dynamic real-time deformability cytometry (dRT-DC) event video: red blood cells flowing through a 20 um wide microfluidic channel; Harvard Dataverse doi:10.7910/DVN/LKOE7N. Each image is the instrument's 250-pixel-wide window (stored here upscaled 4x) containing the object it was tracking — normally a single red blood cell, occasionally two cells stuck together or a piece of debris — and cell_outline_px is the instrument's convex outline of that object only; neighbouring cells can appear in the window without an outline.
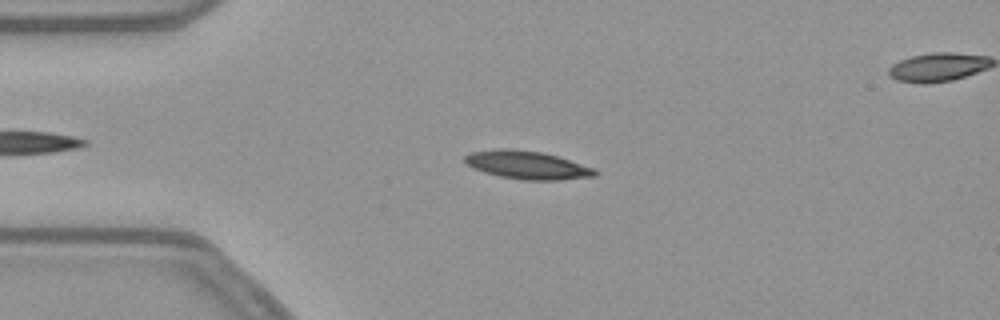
{"species": "common noctule bat (a hibernating species)", "species_latin": "Nyctalus noctula", "temperature_condition": "warm", "stored_images_in_passage": 49, "camera_frame_rate_fps": 3000, "um_per_image_px": 0.085, "animal": {"sex": "female", "body_mass_g": 21.9}, "frame": {"image": 1, "passage_image": 12, "time_ms": 3.667, "image_size_px": [1000, 320], "cell_outline_px": [[596, 176], [560, 180], [524, 180], [500, 176], [484, 172], [472, 168], [464, 160], [464, 156], [472, 152], [500, 148], [512, 148], [544, 152], [596, 168]], "centroid_in_image_um": [44.82, 14.02], "position_along_channel_um": 40.2, "area_um2": 21.44}}
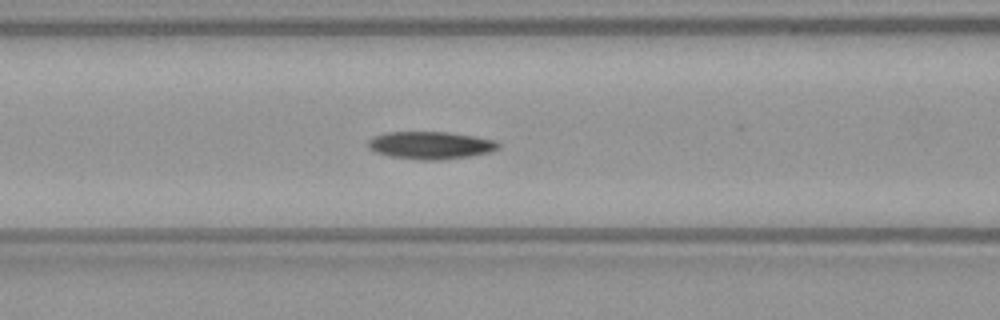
{"frame": {"image": 2, "passage_image": 21, "time_ms": 6.667, "image_size_px": [1000, 320], "cell_outline_px": [[500, 148], [492, 152], [468, 156], [440, 160], [420, 160], [388, 156], [376, 152], [368, 148], [368, 140], [372, 136], [388, 132], [448, 132], [476, 136], [496, 140], [500, 144]], "centroid_in_image_um": [36.61, 12.34], "position_along_channel_um": 130.0, "area_um2": 21.15}}
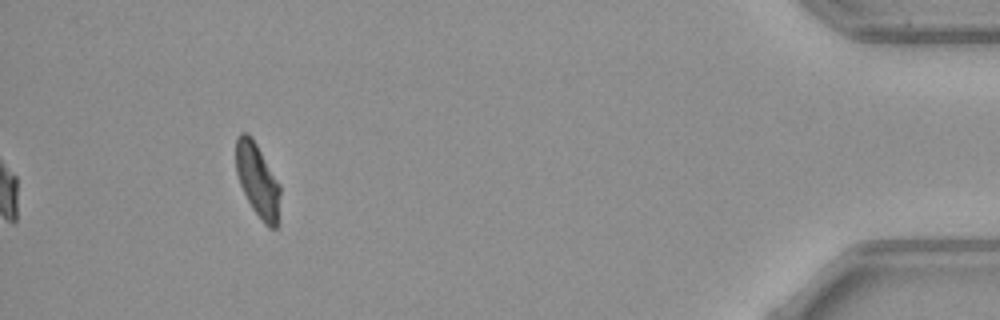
{"frame": {"image": 3, "passage_image": 49, "time_ms": 16.0, "image_size_px": [1000, 320], "cell_outline_px": [[280, 192], [276, 228], [268, 228], [264, 224], [252, 208], [240, 184], [236, 172], [236, 136], [240, 132], [248, 132], [252, 136], [280, 184]], "centroid_in_image_um": [21.88, 15.28], "position_along_channel_um": 413.3, "area_um2": 18.9}, "authors_computed_cell_mechanics": {"area_um2": 20.3456, "velocity_mm_per_s": 3.8022, "shape_relaxation_time_tau1_ms": 3.116, "shape_relaxation_time_tau2_ms": 6.8307, "deformation_change_tau1": 0.135, "deformation_change_tau2": 0.1244}}